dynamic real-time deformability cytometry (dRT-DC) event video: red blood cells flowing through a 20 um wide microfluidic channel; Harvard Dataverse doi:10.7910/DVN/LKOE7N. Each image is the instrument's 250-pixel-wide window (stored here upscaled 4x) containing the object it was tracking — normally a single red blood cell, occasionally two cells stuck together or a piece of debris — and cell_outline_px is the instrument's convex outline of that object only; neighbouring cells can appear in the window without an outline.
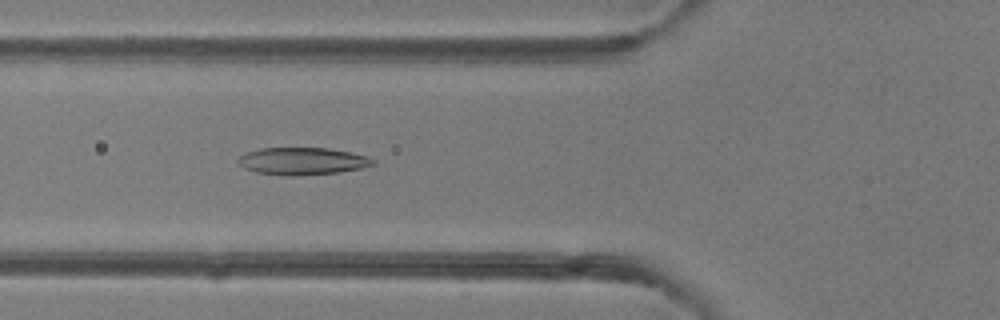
{"species": "common noctule bat (a hibernating species)", "species_latin": "Nyctalus noctula", "temperature_condition": "room temperature", "stored_images_in_passage": 48, "camera_frame_rate_fps": 3000, "um_per_image_px": 0.085, "animal": {"sex": "female"}, "frame": {"image": 1, "passage_image": 18, "time_ms": 5.667, "image_size_px": [1000, 320], "cell_outline_px": [[376, 164], [360, 168], [340, 172], [292, 176], [284, 176], [256, 172], [244, 168], [236, 160], [240, 156], [248, 152], [260, 148], [328, 148], [368, 156], [376, 160]], "centroid_in_image_um": [25.71, 13.7], "position_along_channel_um": 100.1, "area_um2": 21.44}}
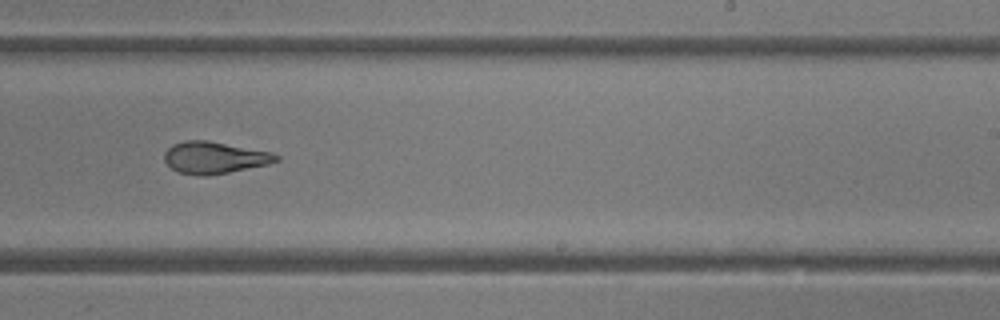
{"frame": {"image": 2, "passage_image": 30, "time_ms": 9.667, "image_size_px": [1000, 320], "cell_outline_px": [[280, 160], [268, 164], [208, 176], [196, 176], [176, 172], [164, 160], [164, 152], [172, 144], [184, 140], [208, 140], [272, 152], [280, 156]], "centroid_in_image_um": [18.21, 13.4], "position_along_channel_um": 270.8, "area_um2": 20.98}}
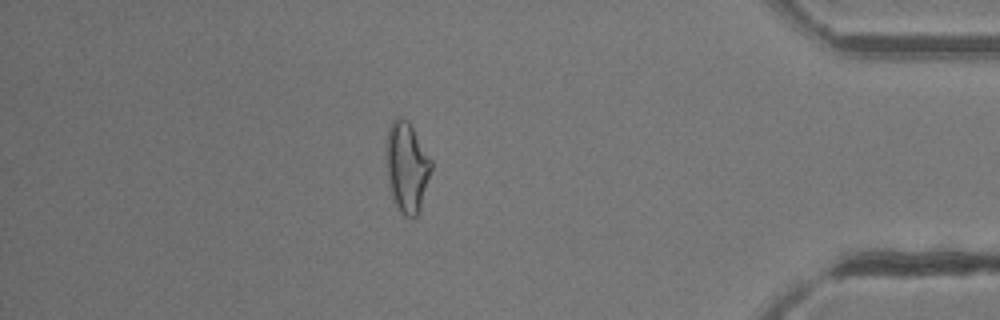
{"frame": {"image": 3, "passage_image": 42, "time_ms": 13.667, "image_size_px": [1000, 320], "cell_outline_px": [[432, 168], [416, 216], [404, 216], [400, 212], [392, 196], [388, 180], [388, 128], [392, 120], [396, 116], [404, 116], [408, 120], [432, 160]], "centroid_in_image_um": [34.6, 14.14], "position_along_channel_um": 400.6, "area_um2": 22.95}, "authors_computed_cell_mechanics": {"area_um2": 22.542, "velocity_mm_per_s": 4.2563, "shape_relaxation_time_tau1_ms": 9.1601, "shape_relaxation_time_tau2_ms": 0.9816, "deformation_change_tau1": 0.2807, "deformation_change_tau2": 0.0833}}